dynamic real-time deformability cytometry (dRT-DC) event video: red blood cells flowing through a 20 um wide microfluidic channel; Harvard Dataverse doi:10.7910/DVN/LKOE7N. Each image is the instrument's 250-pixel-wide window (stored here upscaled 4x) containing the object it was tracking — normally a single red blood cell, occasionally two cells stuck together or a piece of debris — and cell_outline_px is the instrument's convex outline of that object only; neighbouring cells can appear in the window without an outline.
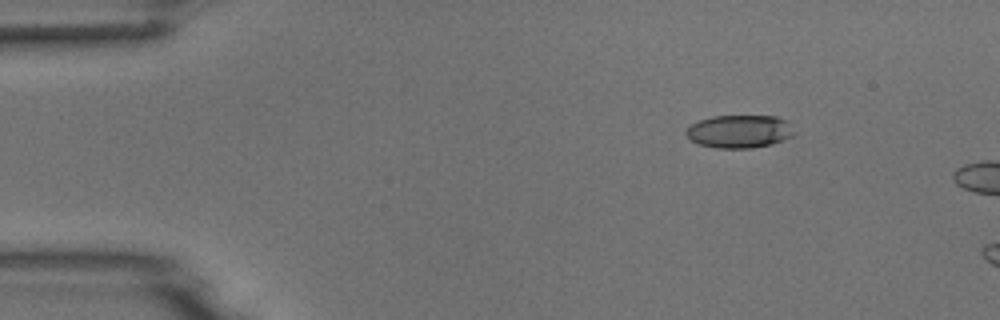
{"species": "common noctule bat (a hibernating species)", "species_latin": "Nyctalus noctula", "temperature_condition": "room temperature", "stored_images_in_passage": 3, "camera_frame_rate_fps": 3000, "um_per_image_px": 0.085, "animal": {"sex": "male", "body_mass_g": 18.8}, "frame": {"image": 1, "passage_image": 2, "time_ms": 1.333, "image_size_px": [1000, 320], "cell_outline_px": [[796, 132], [792, 136], [784, 140], [772, 144], [752, 148], [716, 148], [700, 144], [688, 140], [684, 132], [692, 124], [700, 120], [712, 116], [776, 116], [788, 120]], "centroid_in_image_um": [62.87, 11.17], "position_along_channel_um": 22.1, "area_um2": 21.04}}